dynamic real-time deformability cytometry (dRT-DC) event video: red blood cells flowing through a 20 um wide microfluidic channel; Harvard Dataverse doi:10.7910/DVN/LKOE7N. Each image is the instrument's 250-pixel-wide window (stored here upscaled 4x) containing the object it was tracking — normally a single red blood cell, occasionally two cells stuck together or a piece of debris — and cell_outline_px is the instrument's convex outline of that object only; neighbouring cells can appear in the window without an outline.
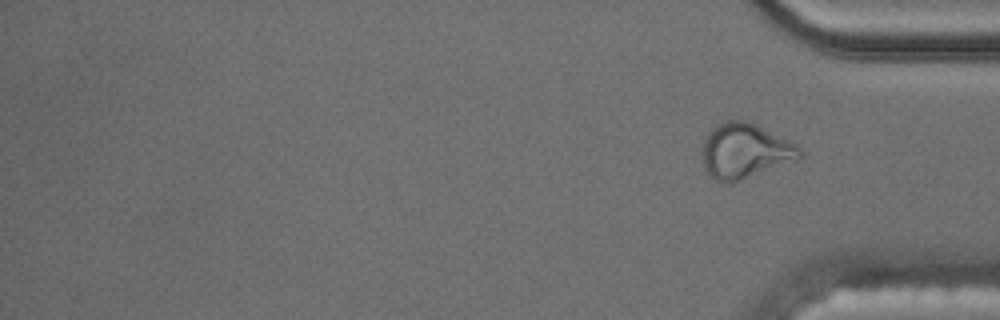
{"species": "common noctule bat (a hibernating species)", "species_latin": "Nyctalus noctula", "temperature_condition": "cold", "stored_images_in_passage": 16, "camera_frame_rate_fps": 3000, "um_per_image_px": 0.085, "animal": {"sex": "male", "body_mass_g": 17.5, "forearm_length_mm": 52.3}, "frame": {"image": 1, "passage_image": 16, "time_ms": 5.0, "image_size_px": [1000, 320], "cell_outline_px": [[800, 160], [732, 184], [728, 184], [716, 180], [704, 168], [700, 156], [700, 152], [704, 136], [716, 124], [724, 120], [748, 120], [796, 144], [800, 148]], "centroid_in_image_um": [63.28, 12.84], "position_along_channel_um": 371.9, "area_um2": 32.08}}